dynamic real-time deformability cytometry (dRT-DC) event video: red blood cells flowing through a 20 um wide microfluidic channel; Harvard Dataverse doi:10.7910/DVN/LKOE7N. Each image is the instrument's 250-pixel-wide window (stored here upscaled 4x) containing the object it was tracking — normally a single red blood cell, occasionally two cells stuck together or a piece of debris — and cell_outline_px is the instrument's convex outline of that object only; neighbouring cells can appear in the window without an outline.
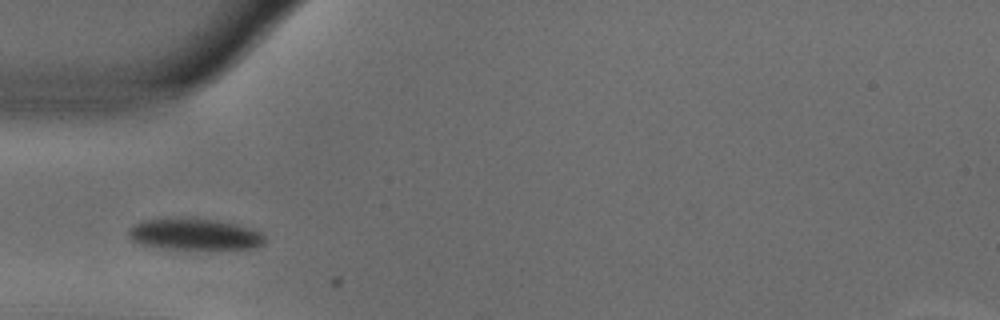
{"species": "common noctule bat (a hibernating species)", "species_latin": "Nyctalus noctula", "temperature_condition": "warm", "stored_images_in_passage": 2, "camera_frame_rate_fps": 3000, "um_per_image_px": 0.085, "animal": {"sex": "male", "body_mass_g": 18.8}, "frame": {"image": 1, "passage_image": 1, "time_ms": 0.0, "image_size_px": [1000, 320], "cell_outline_px": [[264, 240], [260, 244], [252, 248], [164, 248], [140, 244], [132, 240], [128, 232], [136, 224], [144, 220], [212, 220], [236, 224], [260, 232], [264, 236]], "centroid_in_image_um": [16.54, 19.93], "position_along_channel_um": 68.5, "area_um2": 23.47}}